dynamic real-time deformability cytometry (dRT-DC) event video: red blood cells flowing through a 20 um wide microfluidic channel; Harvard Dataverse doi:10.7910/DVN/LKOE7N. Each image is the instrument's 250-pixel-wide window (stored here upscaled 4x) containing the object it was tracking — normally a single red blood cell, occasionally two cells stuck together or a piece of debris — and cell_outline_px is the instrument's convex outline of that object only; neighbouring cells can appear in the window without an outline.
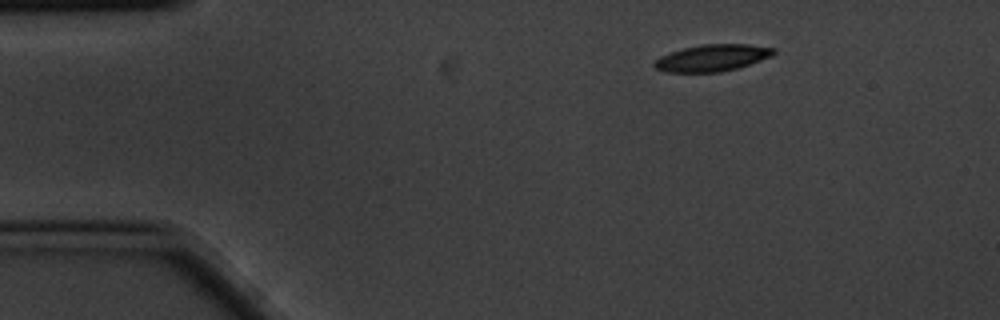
{"species": "common noctule bat (a hibernating species)", "species_latin": "Nyctalus noctula", "temperature_condition": "cold", "stored_images_in_passage": 5, "camera_frame_rate_fps": 3000, "um_per_image_px": 0.085, "animal": {"sex": "male", "body_mass_g": 20.1, "forearm_length_mm": 53.5}, "frame": {"image": 1, "passage_image": 5, "time_ms": 1.333, "image_size_px": [1000, 320], "cell_outline_px": [[776, 52], [772, 56], [736, 68], [720, 72], [664, 72], [656, 68], [652, 64], [652, 60], [660, 56], [684, 48], [700, 44], [748, 44], [776, 48]], "centroid_in_image_um": [60.51, 4.91], "position_along_channel_um": 24.5, "area_um2": 18.61}}